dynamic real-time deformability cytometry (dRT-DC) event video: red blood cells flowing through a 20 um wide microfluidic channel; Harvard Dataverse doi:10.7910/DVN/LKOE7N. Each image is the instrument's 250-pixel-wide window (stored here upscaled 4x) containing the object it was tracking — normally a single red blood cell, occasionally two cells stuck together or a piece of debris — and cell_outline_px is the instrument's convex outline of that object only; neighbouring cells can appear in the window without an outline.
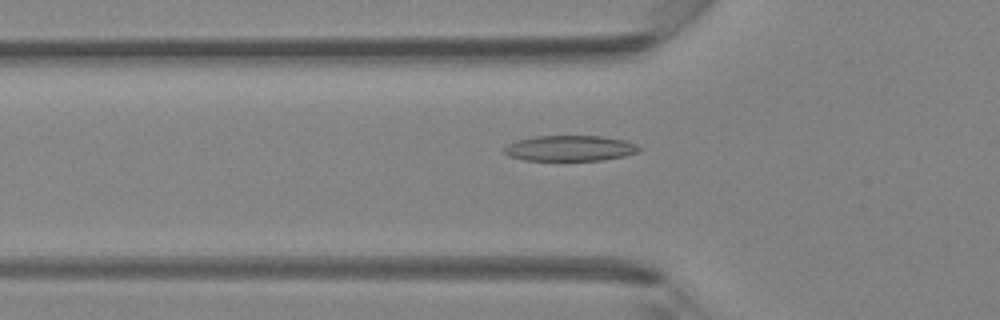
{"species": "Egyptian fruit bat (a non-hibernating species)", "species_latin": "Rousettus aegyptiacus", "temperature_condition": "room temperature", "stored_images_in_passage": 43, "camera_frame_rate_fps": 3000, "um_per_image_px": 0.085, "animal": {"sex": "female"}, "frame": {"image": 1, "passage_image": 15, "time_ms": 4.667, "image_size_px": [1000, 320], "cell_outline_px": [[644, 148], [640, 152], [624, 156], [604, 160], [524, 160], [508, 156], [504, 152], [504, 148], [508, 144], [516, 140], [536, 136], [600, 136], [624, 140], [636, 144]], "centroid_in_image_um": [48.48, 12.6], "position_along_channel_um": 77.3, "area_um2": 20.23}}
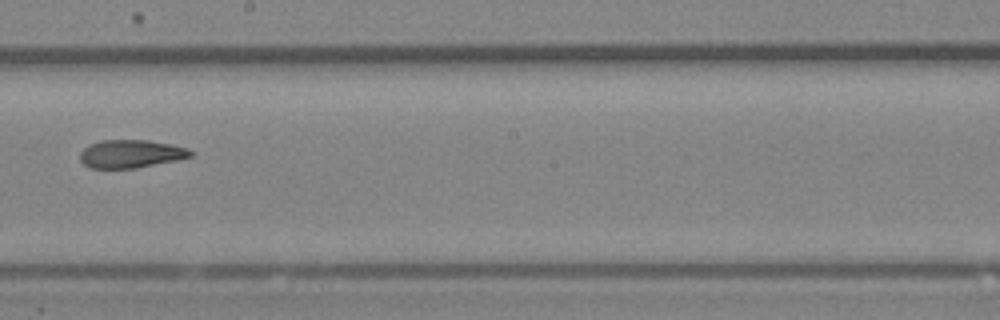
{"frame": {"image": 2, "passage_image": 25, "time_ms": 8.0, "image_size_px": [1000, 320], "cell_outline_px": [[196, 152], [192, 156], [176, 160], [136, 168], [88, 168], [80, 160], [80, 152], [88, 144], [100, 140], [148, 140], [172, 144], [188, 148]], "centroid_in_image_um": [11.13, 13.07], "position_along_channel_um": 237.1, "area_um2": 18.26}}
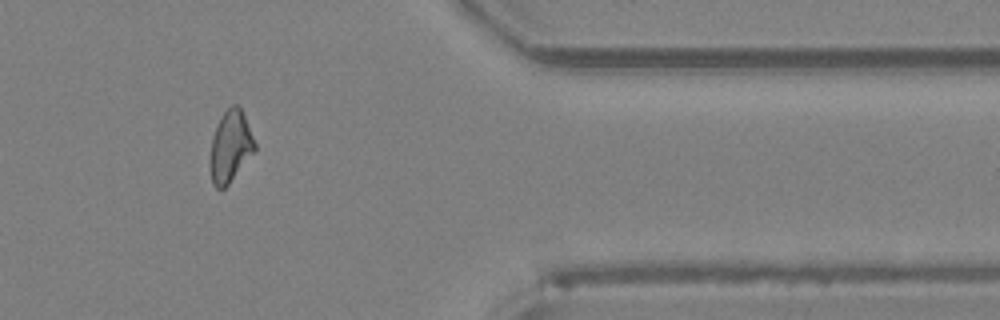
{"frame": {"image": 3, "passage_image": 36, "time_ms": 11.667, "image_size_px": [1000, 320], "cell_outline_px": [[256, 152], [228, 184], [224, 188], [216, 188], [212, 184], [208, 164], [212, 136], [220, 116], [232, 104], [236, 104], [244, 112], [256, 144]], "centroid_in_image_um": [19.57, 12.46], "position_along_channel_um": 391.8, "area_um2": 19.13}}